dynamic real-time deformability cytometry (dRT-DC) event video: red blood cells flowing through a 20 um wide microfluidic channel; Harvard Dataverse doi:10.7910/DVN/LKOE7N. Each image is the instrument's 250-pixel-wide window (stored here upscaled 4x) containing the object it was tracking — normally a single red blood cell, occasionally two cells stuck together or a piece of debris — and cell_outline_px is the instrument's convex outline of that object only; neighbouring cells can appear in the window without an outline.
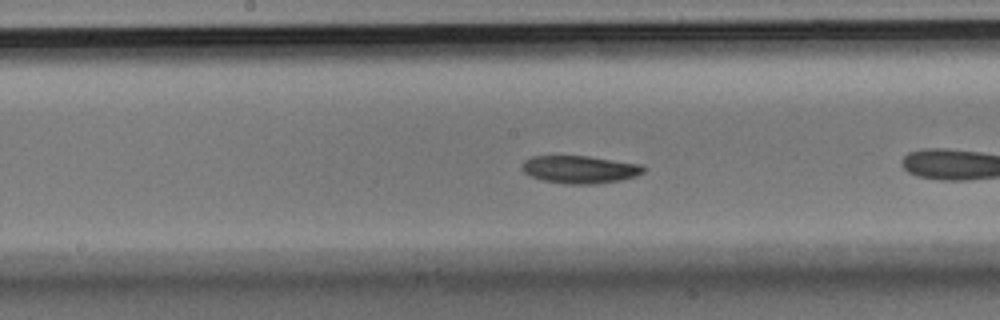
{"species": "Egyptian fruit bat (a non-hibernating species)", "species_latin": "Rousettus aegyptiacus", "temperature_condition": "room temperature", "stored_images_in_passage": 35, "camera_frame_rate_fps": 3000, "um_per_image_px": 0.085, "animal": {"sex": "male"}, "frame": {"image": 1, "passage_image": 11, "time_ms": 3.333, "image_size_px": [1000, 320], "cell_outline_px": [[644, 172], [636, 176], [620, 180], [596, 184], [564, 184], [544, 180], [532, 176], [524, 172], [520, 168], [520, 164], [524, 160], [532, 156], [588, 156], [640, 164], [644, 168]], "centroid_in_image_um": [49.25, 14.4], "position_along_channel_um": 198.9, "area_um2": 19.59}}